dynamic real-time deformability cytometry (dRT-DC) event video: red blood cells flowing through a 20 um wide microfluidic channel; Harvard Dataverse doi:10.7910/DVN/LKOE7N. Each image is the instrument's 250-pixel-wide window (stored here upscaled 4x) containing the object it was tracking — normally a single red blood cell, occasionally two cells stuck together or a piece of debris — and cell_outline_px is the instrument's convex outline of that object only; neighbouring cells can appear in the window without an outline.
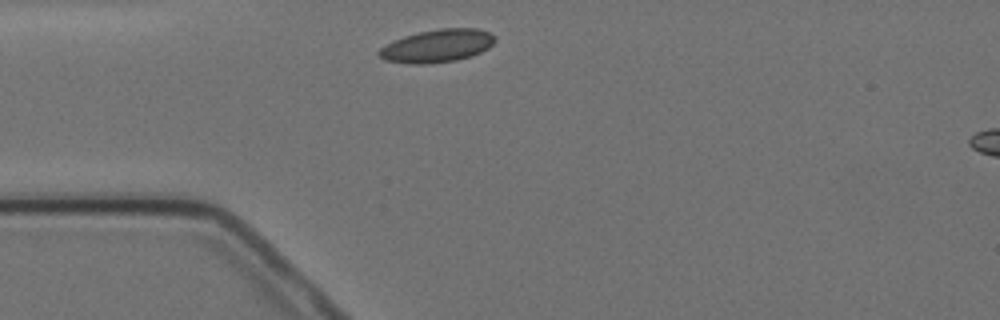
{"species": "Egyptian fruit bat (a non-hibernating species)", "species_latin": "Rousettus aegyptiacus", "temperature_condition": "cold", "stored_images_in_passage": 7, "camera_frame_rate_fps": 3000, "um_per_image_px": 0.085, "animal": {"sex": "female"}, "frame": {"image": 1, "passage_image": 1, "time_ms": 0.0, "image_size_px": [1000, 320], "cell_outline_px": [[496, 40], [488, 48], [472, 56], [456, 60], [428, 64], [412, 64], [384, 60], [376, 52], [380, 48], [404, 36], [420, 32], [440, 28], [476, 28], [488, 32]], "centroid_in_image_um": [37.16, 3.91], "position_along_channel_um": 47.8, "area_um2": 22.02}}
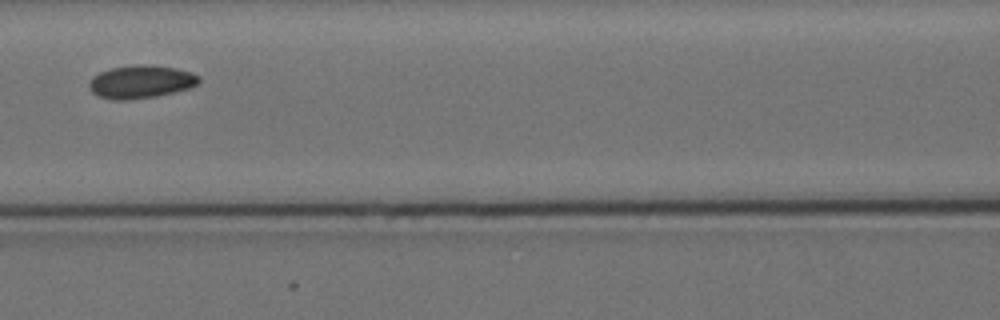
{"frame": {"image": 2, "passage_image": 4, "time_ms": 3.333, "image_size_px": [1000, 320], "cell_outline_px": [[200, 80], [192, 88], [176, 92], [156, 96], [132, 100], [112, 100], [100, 96], [92, 92], [88, 84], [92, 76], [100, 72], [112, 68], [136, 64], [152, 64], [176, 68], [192, 72], [200, 76]], "centroid_in_image_um": [12.0, 6.95], "position_along_channel_um": 154.6, "area_um2": 21.44}}
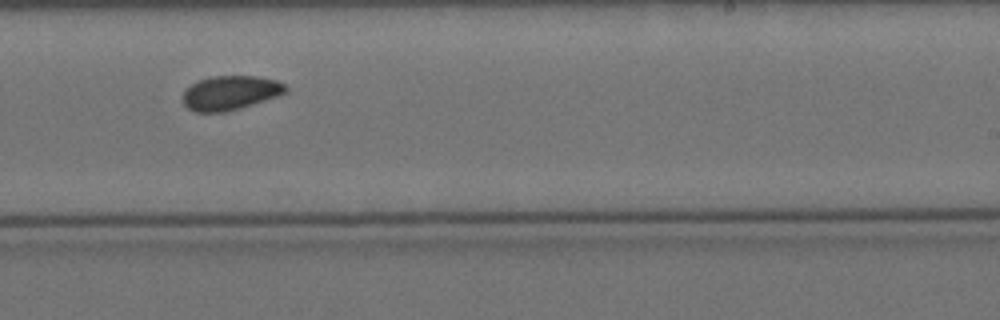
{"frame": {"image": 3, "passage_image": 7, "time_ms": 6.667, "image_size_px": [1000, 320], "cell_outline_px": [[288, 92], [240, 108], [224, 112], [196, 112], [188, 108], [184, 104], [184, 88], [200, 80], [212, 76], [256, 76], [276, 80], [284, 84], [288, 88]], "centroid_in_image_um": [19.57, 7.88], "position_along_channel_um": 269.4, "area_um2": 20.35}}